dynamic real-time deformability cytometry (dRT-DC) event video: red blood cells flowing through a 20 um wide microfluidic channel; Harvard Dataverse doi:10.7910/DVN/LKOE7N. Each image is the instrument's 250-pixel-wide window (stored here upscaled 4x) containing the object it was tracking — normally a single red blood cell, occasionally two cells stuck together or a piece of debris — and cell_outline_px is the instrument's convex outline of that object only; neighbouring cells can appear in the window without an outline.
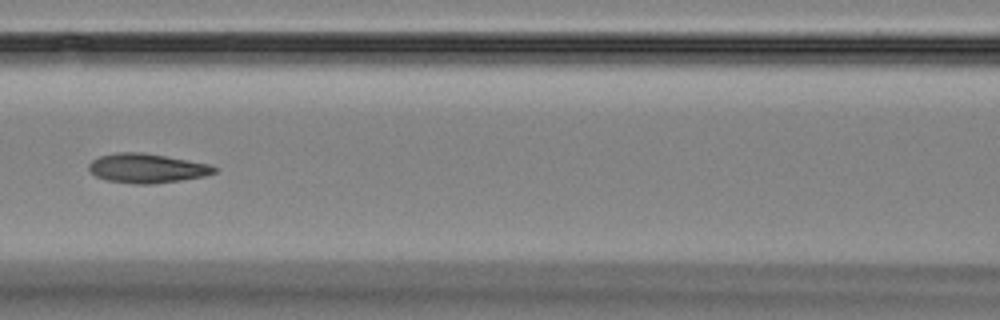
{"species": "Egyptian fruit bat (a non-hibernating species)", "species_latin": "Rousettus aegyptiacus", "temperature_condition": "room temperature", "stored_images_in_passage": 7, "camera_frame_rate_fps": 3000, "um_per_image_px": 0.085, "animal": {"sex": "female"}, "frame": {"image": 1, "passage_image": 5, "time_ms": 5.667, "image_size_px": [1000, 320], "cell_outline_px": [[216, 172], [204, 176], [180, 180], [152, 184], [136, 184], [108, 180], [96, 176], [88, 168], [88, 164], [92, 160], [100, 156], [116, 152], [144, 152], [208, 164], [216, 168]], "centroid_in_image_um": [12.46, 14.29], "position_along_channel_um": 154.1, "area_um2": 21.21}}
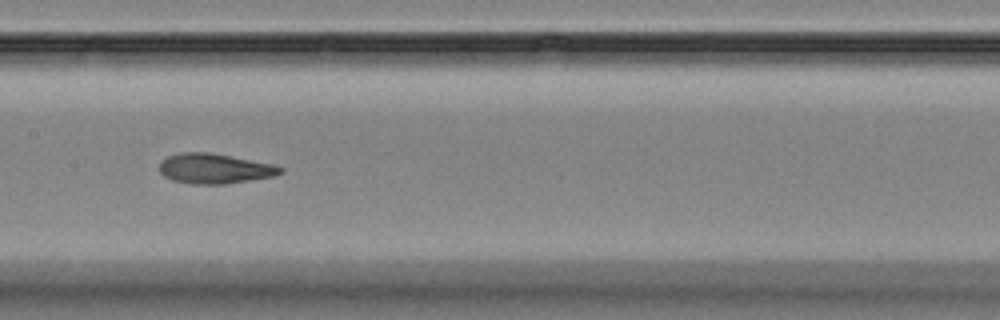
{"frame": {"image": 2, "passage_image": 6, "time_ms": 6.667, "image_size_px": [1000, 320], "cell_outline_px": [[284, 172], [272, 176], [224, 184], [192, 184], [172, 180], [164, 176], [160, 172], [160, 164], [168, 156], [180, 152], [208, 152], [272, 164], [284, 168]], "centroid_in_image_um": [18.22, 14.33], "position_along_channel_um": 189.2, "area_um2": 20.87}}
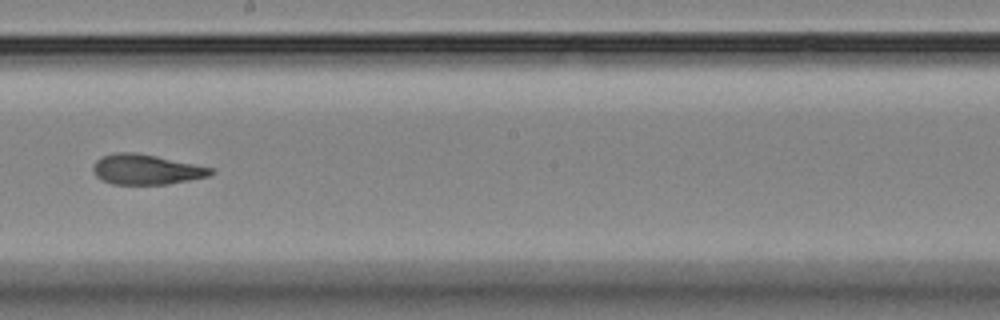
{"frame": {"image": 3, "passage_image": 7, "time_ms": 8.0, "image_size_px": [1000, 320], "cell_outline_px": [[216, 172], [208, 176], [168, 184], [112, 184], [100, 180], [96, 176], [92, 168], [96, 160], [100, 156], [116, 152], [136, 152], [156, 156], [212, 168]], "centroid_in_image_um": [12.38, 14.4], "position_along_channel_um": 235.8, "area_um2": 20.63}}